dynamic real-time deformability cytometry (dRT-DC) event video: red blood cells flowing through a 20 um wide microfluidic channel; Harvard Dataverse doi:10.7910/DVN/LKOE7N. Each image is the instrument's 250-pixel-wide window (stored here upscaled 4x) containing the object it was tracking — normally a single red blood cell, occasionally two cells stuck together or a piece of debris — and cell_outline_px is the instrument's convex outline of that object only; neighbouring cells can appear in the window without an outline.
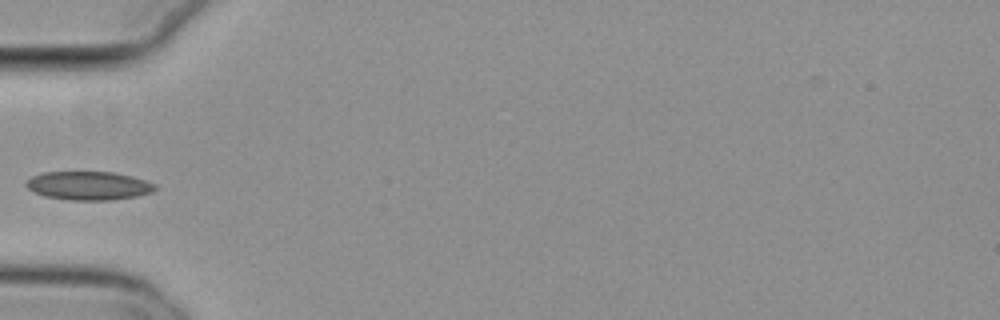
{"species": "common noctule bat (a hibernating species)", "species_latin": "Nyctalus noctula", "temperature_condition": "cold", "stored_images_in_passage": 38, "camera_frame_rate_fps": 3000, "um_per_image_px": 0.085, "animal": {"sex": "female", "body_mass_g": 29.2, "forearm_length_mm": 56.3}, "frame": {"image": 1, "passage_image": 1, "time_ms": 0.0, "image_size_px": [1000, 320], "cell_outline_px": [[156, 188], [152, 192], [136, 196], [112, 200], [68, 200], [44, 196], [32, 192], [24, 184], [24, 180], [32, 176], [44, 172], [112, 172], [132, 176], [156, 184]], "centroid_in_image_um": [7.48, 15.78], "position_along_channel_um": 77.5, "area_um2": 21.62}}
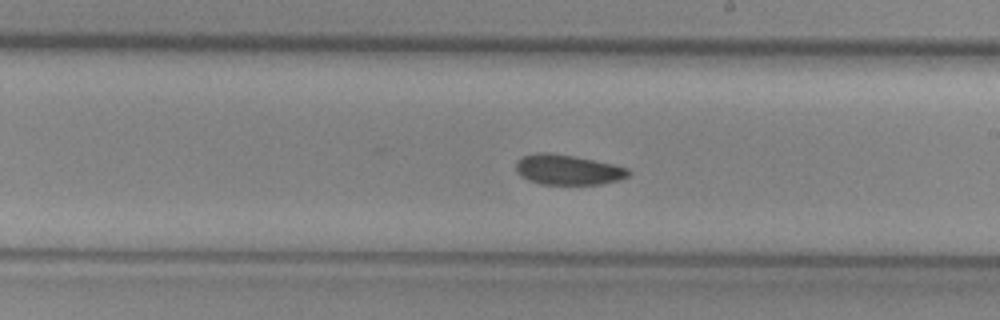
{"frame": {"image": 2, "passage_image": 14, "time_ms": 4.333, "image_size_px": [1000, 320], "cell_outline_px": [[632, 172], [628, 176], [620, 180], [600, 184], [540, 184], [528, 180], [520, 176], [516, 172], [516, 160], [520, 156], [536, 152], [552, 152], [612, 164], [628, 168]], "centroid_in_image_um": [48.22, 14.42], "position_along_channel_um": 240.8, "area_um2": 19.94}}
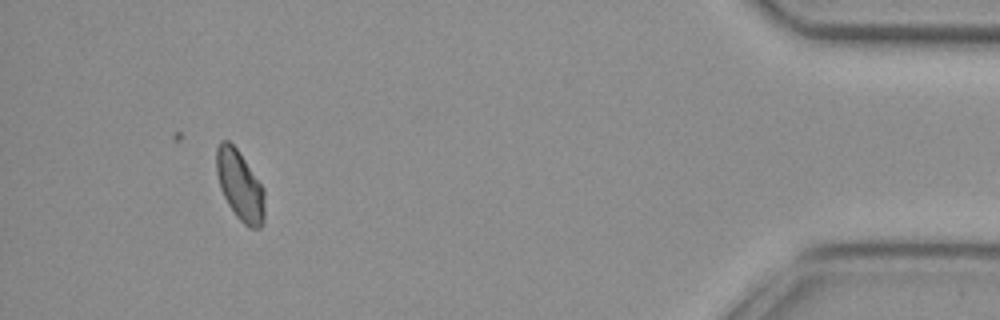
{"frame": {"image": 3, "passage_image": 33, "time_ms": 10.667, "image_size_px": [1000, 320], "cell_outline_px": [[264, 224], [260, 228], [248, 228], [236, 216], [228, 204], [220, 188], [216, 172], [216, 148], [220, 140], [228, 140], [236, 148], [264, 188]], "centroid_in_image_um": [20.39, 15.78], "position_along_channel_um": 414.8, "area_um2": 19.65}}